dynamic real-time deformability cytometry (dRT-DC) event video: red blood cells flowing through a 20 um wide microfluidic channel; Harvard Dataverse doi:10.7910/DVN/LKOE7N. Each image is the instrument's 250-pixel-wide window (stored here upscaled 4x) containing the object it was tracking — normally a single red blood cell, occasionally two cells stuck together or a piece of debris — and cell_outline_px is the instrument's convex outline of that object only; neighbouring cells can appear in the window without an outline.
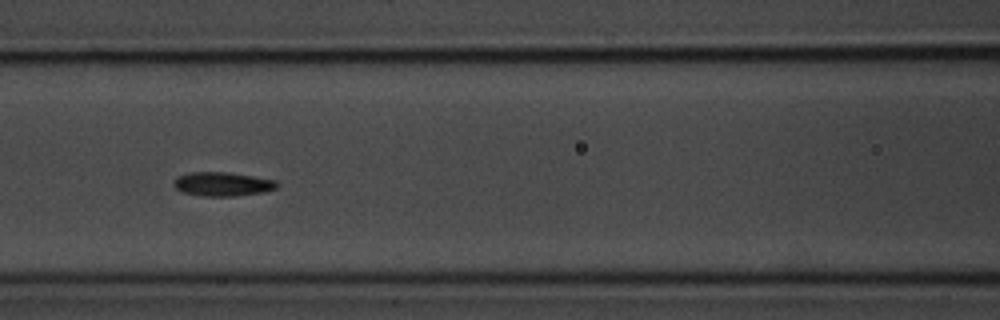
{"species": "common noctule bat (a hibernating species)", "species_latin": "Nyctalus noctula", "temperature_condition": "room temperature", "stored_images_in_passage": 35, "camera_frame_rate_fps": 3000, "um_per_image_px": 0.085, "animal": {"sex": "male", "body_mass_g": 20.1, "forearm_length_mm": 53.5}, "frame": {"image": 1, "passage_image": 11, "time_ms": 3.333, "image_size_px": [1000, 320], "cell_outline_px": [[276, 188], [264, 192], [236, 196], [204, 196], [184, 192], [176, 188], [172, 184], [180, 176], [192, 172], [228, 172], [276, 180]], "centroid_in_image_um": [18.93, 15.65], "position_along_channel_um": 147.7, "area_um2": 14.16}, "authors_computed_cell_mechanics": {"area_um2": 14.161, "velocity_mm_per_s": 3.6821, "shape_relaxation_time_tau1_ms": 2.0096, "shape_relaxation_time_tau2_ms": 3.528, "deformation_change_tau1": 0.1102, "deformation_change_tau2": 0.0742}}